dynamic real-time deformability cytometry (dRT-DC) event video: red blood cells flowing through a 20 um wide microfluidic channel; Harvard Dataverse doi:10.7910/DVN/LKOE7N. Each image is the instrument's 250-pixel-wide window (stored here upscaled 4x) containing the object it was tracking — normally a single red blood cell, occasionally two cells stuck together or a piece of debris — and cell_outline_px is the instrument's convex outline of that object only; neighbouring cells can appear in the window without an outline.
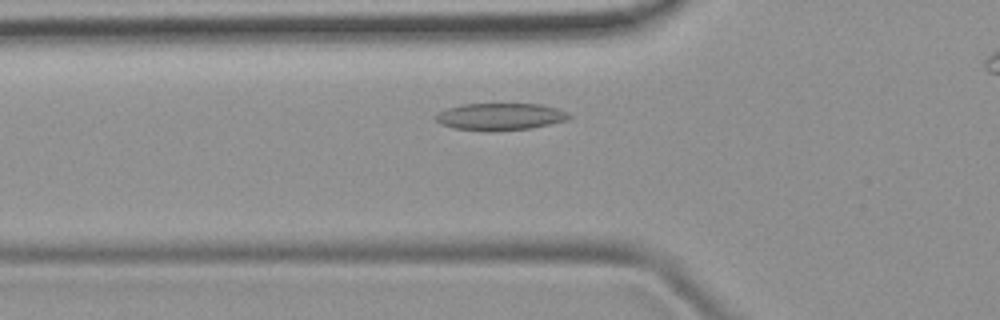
{"species": "common noctule bat (a hibernating species)", "species_latin": "Nyctalus noctula", "temperature_condition": "room temperature", "stored_images_in_passage": 37, "camera_frame_rate_fps": 3000, "um_per_image_px": 0.085, "animal": {"sex": "female", "body_mass_g": 19.9}, "frame": {"image": 1, "passage_image": 10, "time_ms": 3.0, "image_size_px": [1000, 320], "cell_outline_px": [[572, 116], [568, 120], [532, 128], [492, 132], [488, 132], [452, 128], [440, 124], [432, 116], [436, 112], [448, 108], [464, 104], [540, 104], [556, 108], [568, 112]], "centroid_in_image_um": [42.48, 9.93], "position_along_channel_um": 83.3, "area_um2": 21.44}}
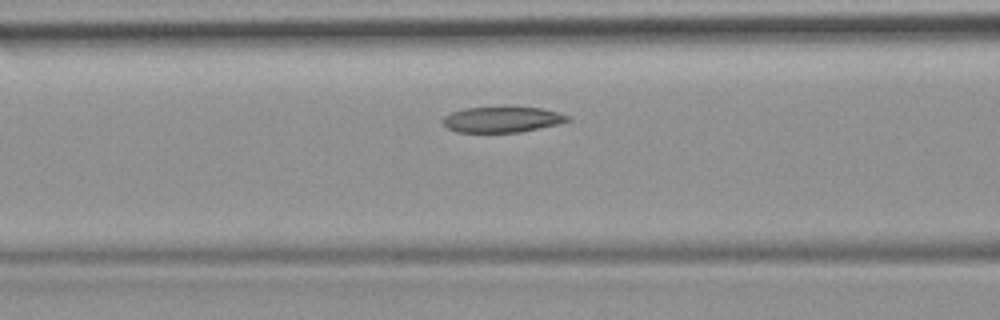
{"frame": {"image": 2, "passage_image": 13, "time_ms": 4.0, "image_size_px": [1000, 320], "cell_outline_px": [[572, 120], [560, 124], [520, 132], [456, 132], [448, 128], [440, 120], [448, 112], [464, 108], [504, 104], [508, 104], [544, 108], [560, 112], [572, 116]], "centroid_in_image_um": [42.73, 10.1], "position_along_channel_um": 123.9, "area_um2": 20.06}}
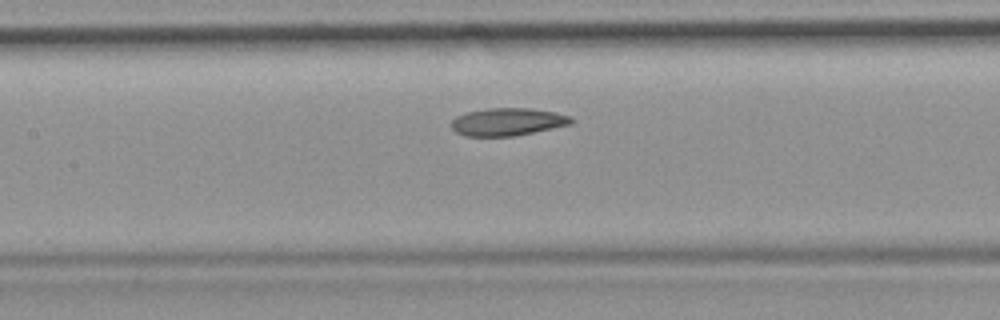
{"frame": {"image": 3, "passage_image": 16, "time_ms": 5.0, "image_size_px": [1000, 320], "cell_outline_px": [[572, 124], [516, 136], [464, 136], [456, 132], [452, 128], [452, 120], [456, 116], [468, 112], [488, 108], [532, 108], [556, 112], [568, 116], [572, 120]], "centroid_in_image_um": [43.14, 10.36], "position_along_channel_um": 164.3, "area_um2": 19.31}}